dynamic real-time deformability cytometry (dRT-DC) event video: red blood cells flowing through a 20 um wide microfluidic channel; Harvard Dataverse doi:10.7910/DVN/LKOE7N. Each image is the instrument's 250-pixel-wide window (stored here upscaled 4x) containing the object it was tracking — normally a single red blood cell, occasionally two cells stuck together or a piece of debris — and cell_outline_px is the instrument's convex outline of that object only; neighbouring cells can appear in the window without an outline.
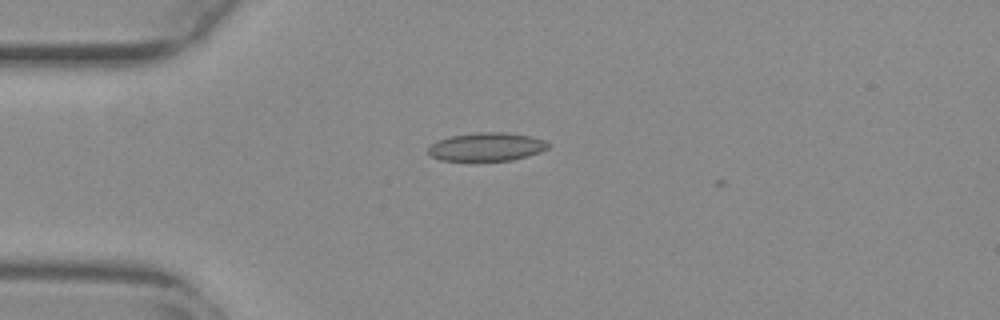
{"species": "common noctule bat (a hibernating species)", "species_latin": "Nyctalus noctula", "temperature_condition": "warm", "stored_images_in_passage": 4, "camera_frame_rate_fps": 3000, "um_per_image_px": 0.085, "animal": {"sex": "female", "body_mass_g": 29.2, "forearm_length_mm": 56.3}, "frame": {"image": 1, "passage_image": 2, "time_ms": 0.333, "image_size_px": [1000, 320], "cell_outline_px": [[552, 144], [548, 148], [540, 152], [512, 160], [476, 164], [468, 164], [440, 160], [432, 156], [428, 152], [428, 148], [436, 140], [452, 136], [476, 132], [508, 132], [528, 136], [544, 140]], "centroid_in_image_um": [41.32, 12.54], "position_along_channel_um": 43.7, "area_um2": 20.87}}